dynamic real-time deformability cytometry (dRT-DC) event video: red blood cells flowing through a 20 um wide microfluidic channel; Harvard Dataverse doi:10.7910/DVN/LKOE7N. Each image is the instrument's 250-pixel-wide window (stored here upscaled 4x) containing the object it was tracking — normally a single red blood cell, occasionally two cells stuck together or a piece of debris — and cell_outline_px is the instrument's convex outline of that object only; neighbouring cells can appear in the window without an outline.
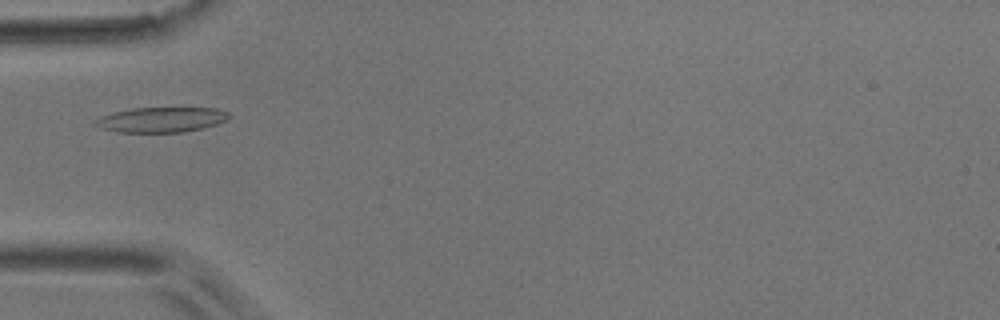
{"species": "common noctule bat (a hibernating species)", "species_latin": "Nyctalus noctula", "temperature_condition": "room temperature", "stored_images_in_passage": 31, "camera_frame_rate_fps": 3000, "um_per_image_px": 0.085, "animal": {"sex": "male", "body_mass_g": 17.9}, "frame": {"image": 1, "passage_image": 1, "time_ms": 0.0, "image_size_px": [1000, 320], "cell_outline_px": [[232, 116], [228, 120], [204, 128], [184, 132], [116, 132], [100, 128], [92, 124], [92, 120], [100, 116], [112, 112], [132, 108], [216, 108], [228, 112]], "centroid_in_image_um": [13.68, 10.17], "position_along_channel_um": 71.3, "area_um2": 19.88}}
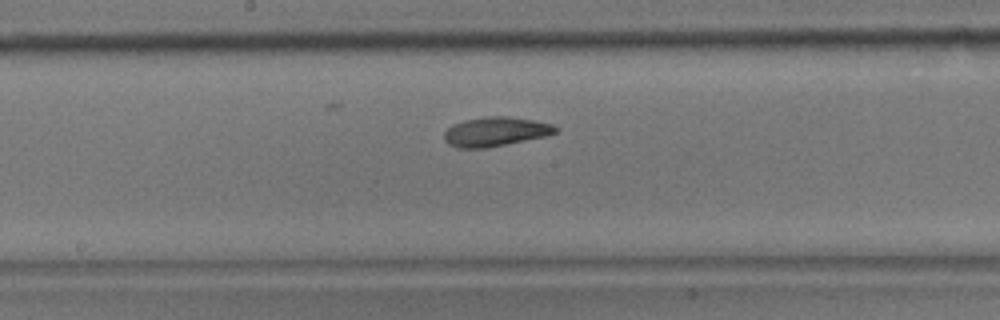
{"frame": {"image": 2, "passage_image": 11, "time_ms": 3.333, "image_size_px": [1000, 320], "cell_outline_px": [[560, 128], [556, 132], [544, 136], [484, 148], [456, 148], [448, 144], [444, 140], [444, 132], [452, 124], [464, 120], [484, 116], [508, 116], [532, 120], [552, 124]], "centroid_in_image_um": [42.07, 11.18], "position_along_channel_um": 206.1, "area_um2": 18.9}}
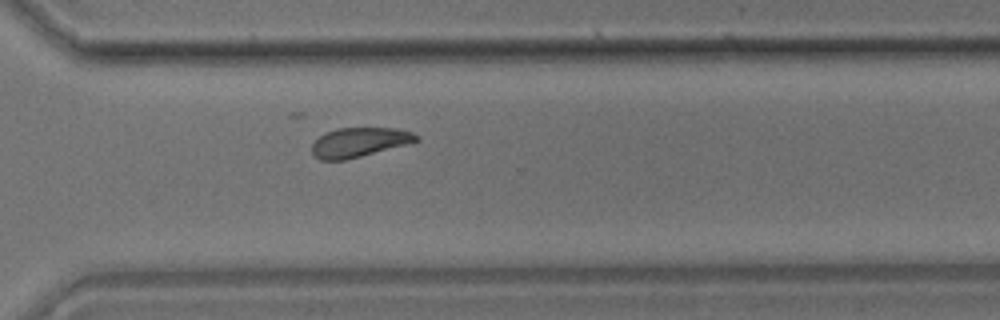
{"frame": {"image": 3, "passage_image": 21, "time_ms": 6.667, "image_size_px": [1000, 320], "cell_outline_px": [[420, 140], [360, 156], [344, 160], [320, 160], [312, 152], [312, 144], [324, 132], [336, 128], [396, 128], [412, 132], [420, 136]], "centroid_in_image_um": [30.52, 12.07], "position_along_channel_um": 340.1, "area_um2": 17.69}}